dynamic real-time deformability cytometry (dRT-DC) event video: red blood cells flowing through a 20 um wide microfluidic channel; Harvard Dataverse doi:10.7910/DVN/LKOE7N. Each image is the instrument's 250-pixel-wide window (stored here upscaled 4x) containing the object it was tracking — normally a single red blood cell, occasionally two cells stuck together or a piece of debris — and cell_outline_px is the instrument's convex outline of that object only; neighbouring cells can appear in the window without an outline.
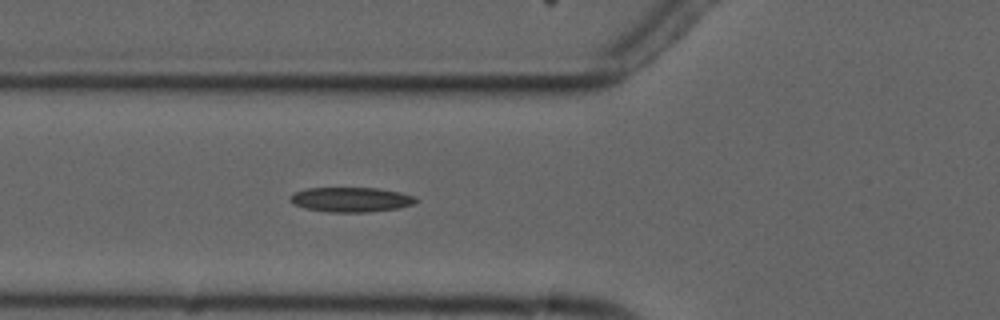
{"species": "common noctule bat (a hibernating species)", "species_latin": "Nyctalus noctula", "temperature_condition": "cold", "stored_images_in_passage": 4, "camera_frame_rate_fps": 3000, "um_per_image_px": 0.085, "animal": {"sex": "male", "forearm_length_mm": 52.5}, "frame": {"image": 1, "passage_image": 4, "time_ms": 4.333, "image_size_px": [1000, 320], "cell_outline_px": [[420, 200], [416, 204], [400, 208], [368, 212], [328, 212], [308, 208], [292, 204], [288, 200], [288, 196], [292, 192], [308, 188], [380, 188], [400, 192], [416, 196]], "centroid_in_image_um": [29.87, 16.96], "position_along_channel_um": 95.9, "area_um2": 18.5}}